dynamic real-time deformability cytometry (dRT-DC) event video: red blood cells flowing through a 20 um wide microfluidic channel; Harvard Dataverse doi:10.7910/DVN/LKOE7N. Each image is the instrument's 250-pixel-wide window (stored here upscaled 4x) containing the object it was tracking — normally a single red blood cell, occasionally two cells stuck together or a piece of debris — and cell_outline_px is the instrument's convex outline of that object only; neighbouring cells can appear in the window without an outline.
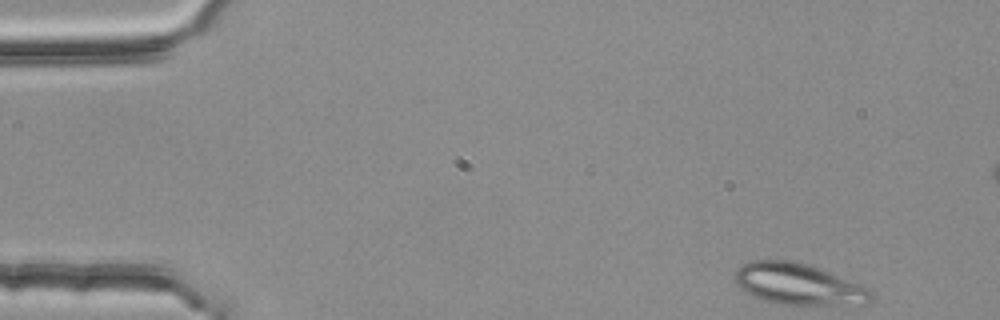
{"species": "common noctule bat (a hibernating species)", "species_latin": "Nyctalus noctula", "temperature_condition": "room temperature", "stored_images_in_passage": 5, "camera_frame_rate_fps": 3000, "um_per_image_px": 0.085, "animal": {"sex": "female", "body_mass_g": 25.1}, "frame": {"image": 1, "passage_image": 1, "time_ms": 0.0, "image_size_px": [1000, 320], "cell_outline_px": [[876, 300], [872, 304], [780, 304], [760, 300], [740, 288], [736, 284], [736, 268], [740, 264], [748, 260], [792, 260], [808, 264], [868, 288], [876, 296]], "centroid_in_image_um": [67.86, 24.15], "position_along_channel_um": 17.1, "area_um2": 32.89}}